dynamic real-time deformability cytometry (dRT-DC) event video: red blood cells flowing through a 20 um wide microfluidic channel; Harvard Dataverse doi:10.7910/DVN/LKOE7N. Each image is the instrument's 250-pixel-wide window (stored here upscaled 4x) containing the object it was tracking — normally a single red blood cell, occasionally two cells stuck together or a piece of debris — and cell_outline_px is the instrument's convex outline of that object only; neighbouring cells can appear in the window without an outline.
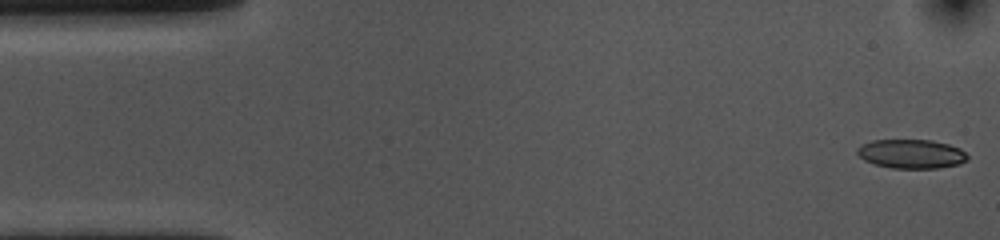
{"species": "common noctule bat (a hibernating species)", "species_latin": "Nyctalus noctula", "temperature_condition": "cold", "stored_images_in_passage": 9, "camera_frame_rate_fps": 3000, "um_per_image_px": 0.085, "animal": {"sex": "female", "body_mass_g": 10.0, "forearm_length_mm": 53.1}, "frame": {"image": 1, "passage_image": 1, "time_ms": 0.0, "image_size_px": [1000, 240], "cell_outline_px": [[968, 160], [960, 164], [940, 168], [892, 168], [876, 164], [864, 160], [856, 152], [856, 148], [872, 140], [932, 140], [948, 144], [960, 148], [968, 156]], "centroid_in_image_um": [77.49, 13.08], "position_along_channel_um": 7.5, "area_um2": 18.67}}